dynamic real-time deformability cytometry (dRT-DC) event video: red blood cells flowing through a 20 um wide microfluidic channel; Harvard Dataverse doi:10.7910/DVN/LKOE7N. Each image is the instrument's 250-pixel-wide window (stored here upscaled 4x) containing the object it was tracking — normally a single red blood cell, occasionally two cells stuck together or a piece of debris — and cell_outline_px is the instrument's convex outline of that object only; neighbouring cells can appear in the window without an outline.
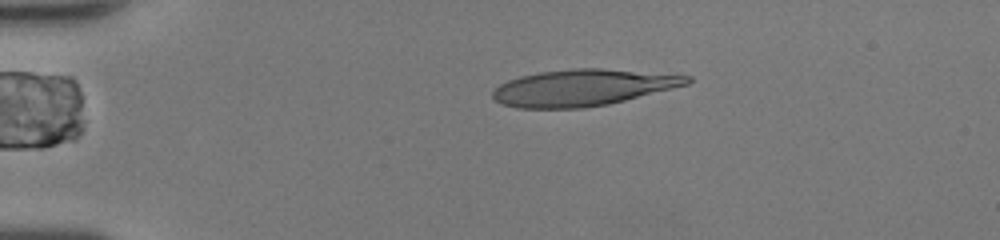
{"species": "human", "species_latin": "Homo sapiens", "temperature_condition": "room temperature", "stored_images_in_passage": 38, "camera_frame_rate_fps": 3000, "um_per_image_px": 0.085, "donor": {"sex": "female"}, "frame": {"image": 1, "passage_image": 6, "time_ms": 1.667, "image_size_px": [1000, 240], "cell_outline_px": [[692, 80], [688, 84], [608, 104], [584, 108], [516, 108], [504, 104], [496, 100], [492, 96], [492, 92], [500, 84], [508, 80], [520, 76], [540, 72], [576, 68], [600, 68], [692, 76]], "centroid_in_image_um": [49.51, 7.45], "position_along_channel_um": 35.5, "area_um2": 40.92}}
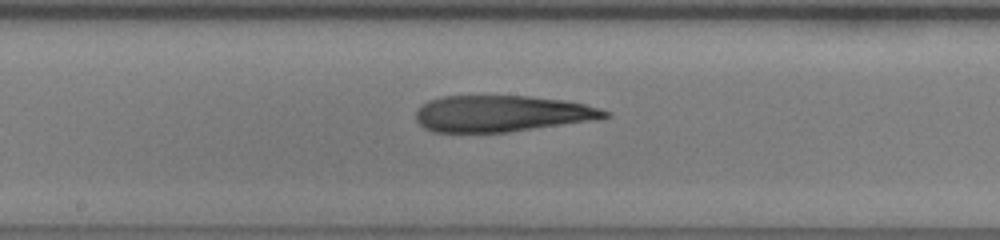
{"frame": {"image": 2, "passage_image": 22, "time_ms": 7.0, "image_size_px": [1000, 240], "cell_outline_px": [[608, 116], [604, 120], [508, 132], [432, 132], [424, 128], [416, 120], [416, 112], [428, 100], [440, 96], [528, 96], [564, 100], [584, 104], [600, 108], [608, 112]], "centroid_in_image_um": [42.71, 9.66], "position_along_channel_um": 205.5, "area_um2": 40.4}}
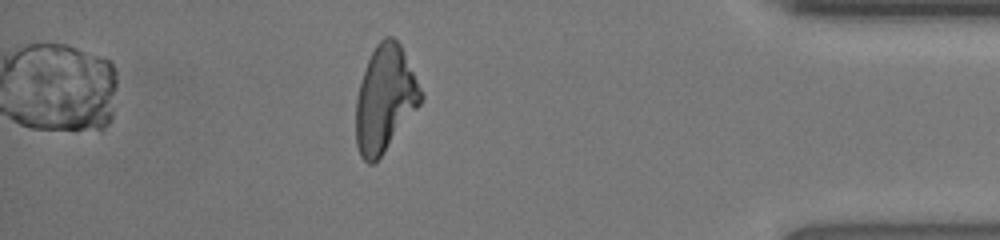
{"frame": {"image": 3, "passage_image": 38, "time_ms": 12.333, "image_size_px": [1000, 240], "cell_outline_px": [[424, 96], [420, 104], [384, 152], [372, 164], [368, 164], [360, 156], [356, 144], [356, 100], [360, 84], [368, 60], [376, 44], [384, 36], [392, 36], [400, 44], [404, 52]], "centroid_in_image_um": [32.71, 8.4], "position_along_channel_um": 402.5, "area_um2": 39.59}, "authors_computed_cell_mechanics": {"area_um2": 41.0958, "velocity_mm_per_s": 4.3433, "shape_relaxation_time_tau1_ms": null, "shape_relaxation_time_tau2_ms": 4.0832, "deformation_change_tau1": null, "deformation_change_tau2": 0.1822}}